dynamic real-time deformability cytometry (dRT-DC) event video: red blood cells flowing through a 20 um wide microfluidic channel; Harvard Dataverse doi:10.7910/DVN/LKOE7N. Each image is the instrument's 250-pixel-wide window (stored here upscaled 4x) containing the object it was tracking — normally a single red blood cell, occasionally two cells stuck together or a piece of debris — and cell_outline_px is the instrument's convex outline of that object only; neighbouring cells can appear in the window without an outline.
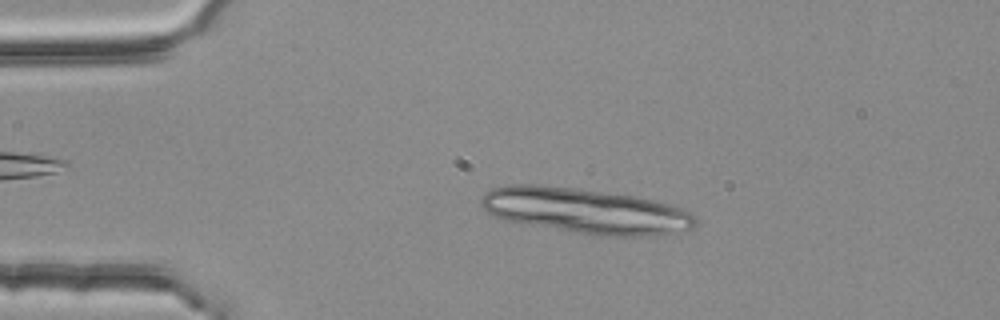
{"species": "common noctule bat (a hibernating species)", "species_latin": "Nyctalus noctula", "temperature_condition": "room temperature", "stored_images_in_passage": 3, "camera_frame_rate_fps": 3000, "um_per_image_px": 0.085, "animal": {"sex": "female", "body_mass_g": 25.1}, "frame": {"image": 1, "passage_image": 2, "time_ms": 0.333, "image_size_px": [1000, 320], "cell_outline_px": [[696, 224], [692, 228], [656, 236], [592, 236], [504, 220], [488, 212], [480, 204], [480, 200], [484, 192], [492, 188], [508, 184], [536, 184], [576, 188], [632, 196], [672, 204], [692, 212], [696, 220]], "centroid_in_image_um": [49.75, 17.93], "position_along_channel_um": 35.3, "area_um2": 57.05}}